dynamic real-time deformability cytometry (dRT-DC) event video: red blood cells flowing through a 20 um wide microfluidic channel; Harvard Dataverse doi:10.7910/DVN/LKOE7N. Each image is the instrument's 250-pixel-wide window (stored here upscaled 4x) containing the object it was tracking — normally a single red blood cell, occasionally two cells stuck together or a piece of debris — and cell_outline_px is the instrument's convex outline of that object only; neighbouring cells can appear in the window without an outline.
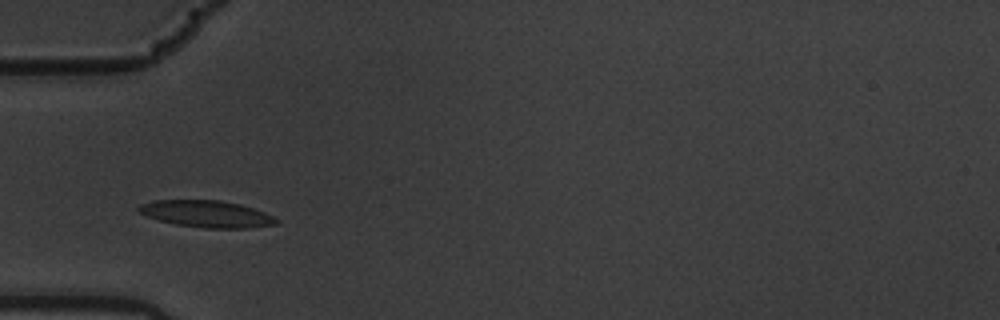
{"species": "common noctule bat (a hibernating species)", "species_latin": "Nyctalus noctula", "temperature_condition": "warm", "stored_images_in_passage": 6, "camera_frame_rate_fps": 3000, "um_per_image_px": 0.085, "animal": {"sex": "male", "body_mass_g": 19.5, "forearm_length_mm": 54.6}, "frame": {"image": 1, "passage_image": 3, "time_ms": 0.667, "image_size_px": [1000, 320], "cell_outline_px": [[280, 220], [276, 224], [248, 228], [204, 228], [176, 224], [160, 220], [136, 212], [136, 208], [140, 204], [156, 200], [220, 200], [240, 204], [264, 212]], "centroid_in_image_um": [17.54, 18.18], "position_along_channel_um": 67.5, "area_um2": 21.44}}
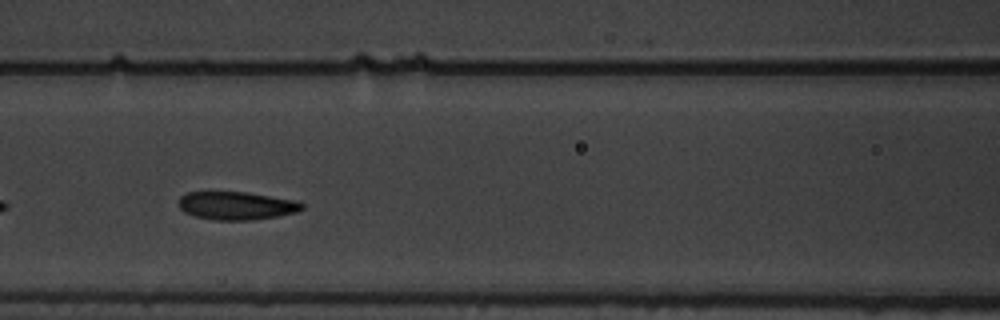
{"frame": {"image": 2, "passage_image": 5, "time_ms": 1.333, "image_size_px": [1000, 320], "cell_outline_px": [[304, 208], [296, 212], [276, 216], [252, 220], [216, 220], [196, 216], [184, 212], [180, 208], [180, 196], [184, 192], [244, 192], [296, 200], [304, 204]], "centroid_in_image_um": [20.1, 17.48], "position_along_channel_um": 146.5, "area_um2": 20.06}}
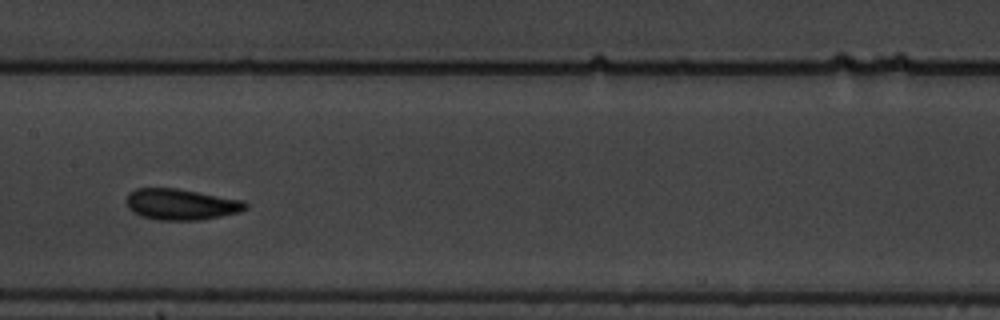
{"frame": {"image": 3, "passage_image": 6, "time_ms": 1.667, "image_size_px": [1000, 320], "cell_outline_px": [[248, 208], [240, 212], [220, 216], [196, 220], [156, 220], [140, 216], [132, 212], [128, 208], [128, 192], [136, 188], [176, 188], [244, 200], [248, 204]], "centroid_in_image_um": [15.4, 17.37], "position_along_channel_um": 192.0, "area_um2": 21.62}}